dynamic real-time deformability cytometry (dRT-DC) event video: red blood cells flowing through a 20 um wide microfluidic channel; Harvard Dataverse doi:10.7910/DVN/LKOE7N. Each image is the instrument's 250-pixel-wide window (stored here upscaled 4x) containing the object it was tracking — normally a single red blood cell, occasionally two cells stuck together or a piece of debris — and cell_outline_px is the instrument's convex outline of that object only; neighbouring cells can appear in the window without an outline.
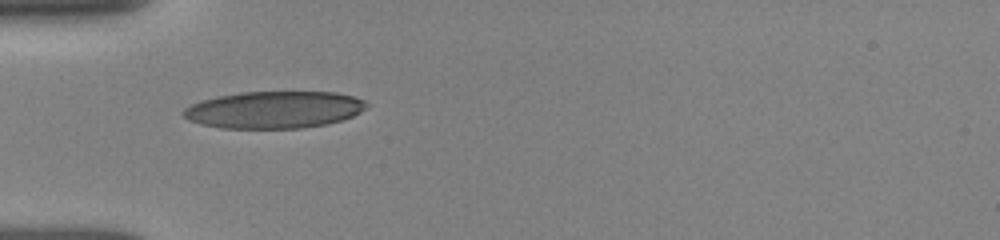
{"species": "human", "species_latin": "Homo sapiens", "temperature_condition": "room temperature", "stored_images_in_passage": 58, "camera_frame_rate_fps": 3000, "um_per_image_px": 0.085, "donor": {"sex": "female"}, "frame": {"image": 1, "passage_image": 1, "time_ms": 0.0, "image_size_px": [1000, 240], "cell_outline_px": [[368, 104], [360, 112], [352, 116], [328, 124], [300, 128], [220, 128], [200, 124], [188, 120], [180, 112], [184, 108], [192, 104], [216, 96], [240, 92], [336, 92], [352, 96], [364, 100]], "centroid_in_image_um": [23.26, 9.33], "position_along_channel_um": 61.7, "area_um2": 39.54}}
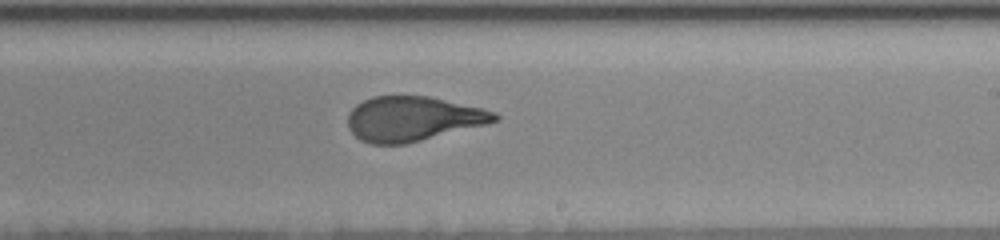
{"frame": {"image": 2, "passage_image": 24, "time_ms": 5.0, "image_size_px": [1000, 240], "cell_outline_px": [[500, 120], [488, 124], [404, 144], [372, 144], [360, 140], [348, 128], [348, 112], [356, 104], [372, 96], [428, 96], [480, 108], [496, 112], [500, 116]], "centroid_in_image_um": [35.08, 10.09], "position_along_channel_um": 253.9, "area_um2": 38.15}}
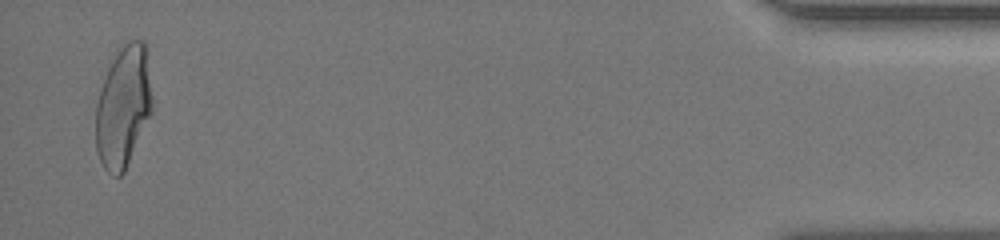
{"frame": {"image": 3, "passage_image": 56, "time_ms": 11.333, "image_size_px": [1000, 240], "cell_outline_px": [[152, 112], [124, 172], [120, 176], [116, 176], [108, 172], [104, 168], [100, 160], [96, 148], [96, 104], [100, 88], [108, 68], [112, 60], [124, 40], [144, 40], [152, 100]], "centroid_in_image_um": [10.46, 9.06], "position_along_channel_um": 424.7, "area_um2": 39.71}, "authors_computed_cell_mechanics": {"area_um2": 39.0439, "velocity_mm_per_s": 3.9014, "shape_relaxation_time_tau1_ms": 5.2872, "shape_relaxation_time_tau2_ms": 0.6887, "deformation_change_tau1": 0.2187, "deformation_change_tau2": 0.0773}}